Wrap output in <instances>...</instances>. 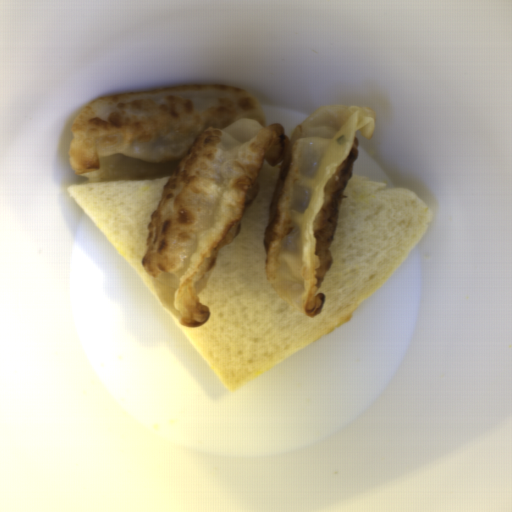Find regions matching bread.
Masks as SVG:
<instances>
[{
    "label": "bread",
    "instance_id": "8d2b1439",
    "mask_svg": "<svg viewBox=\"0 0 512 512\" xmlns=\"http://www.w3.org/2000/svg\"><path fill=\"white\" fill-rule=\"evenodd\" d=\"M280 165L263 160L241 228L221 247L197 294L209 311L199 326H183L166 310L142 264L147 224L168 176L66 185L230 392L348 322L418 245L433 218L431 207L413 190L351 173L331 244L333 263L317 289L325 295L324 307L305 317L276 293L265 271L264 230Z\"/></svg>",
    "mask_w": 512,
    "mask_h": 512
}]
</instances>
